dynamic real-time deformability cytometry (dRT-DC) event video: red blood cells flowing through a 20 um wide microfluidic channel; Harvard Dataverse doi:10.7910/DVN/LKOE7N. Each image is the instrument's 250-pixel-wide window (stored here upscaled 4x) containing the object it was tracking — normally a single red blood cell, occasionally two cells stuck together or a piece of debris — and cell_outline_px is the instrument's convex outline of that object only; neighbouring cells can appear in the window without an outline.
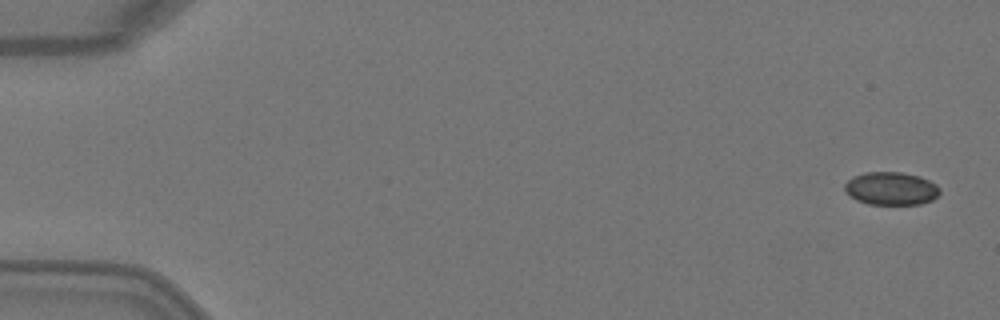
{"species": "Egyptian fruit bat (a non-hibernating species)", "species_latin": "Rousettus aegyptiacus", "temperature_condition": "warm", "stored_images_in_passage": 5, "segment_of_instrument_passage": [1, 2], "camera_frame_rate_fps": 3000, "um_per_image_px": 0.085, "animal": {"sex": "female"}, "frame": {"image": 1, "passage_image": 1, "time_ms": 0.0, "image_size_px": [1000, 320], "cell_outline_px": [[940, 192], [932, 200], [920, 204], [868, 204], [856, 200], [844, 188], [844, 184], [852, 176], [864, 172], [900, 172], [920, 176], [936, 184], [940, 188]], "centroid_in_image_um": [75.74, 16.01], "position_along_channel_um": 9.3, "area_um2": 18.26}}
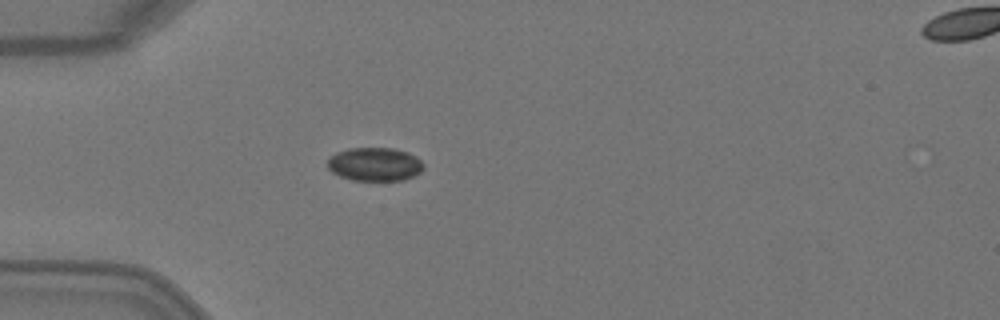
{"frame": {"image": 2, "passage_image": 4, "time_ms": 1.0, "image_size_px": [1000, 320], "cell_outline_px": [[424, 168], [420, 172], [404, 180], [352, 180], [340, 176], [332, 172], [328, 168], [328, 160], [336, 152], [348, 148], [392, 148], [408, 152], [416, 156], [424, 164]], "centroid_in_image_um": [31.86, 13.95], "position_along_channel_um": 53.1, "area_um2": 18.73}}